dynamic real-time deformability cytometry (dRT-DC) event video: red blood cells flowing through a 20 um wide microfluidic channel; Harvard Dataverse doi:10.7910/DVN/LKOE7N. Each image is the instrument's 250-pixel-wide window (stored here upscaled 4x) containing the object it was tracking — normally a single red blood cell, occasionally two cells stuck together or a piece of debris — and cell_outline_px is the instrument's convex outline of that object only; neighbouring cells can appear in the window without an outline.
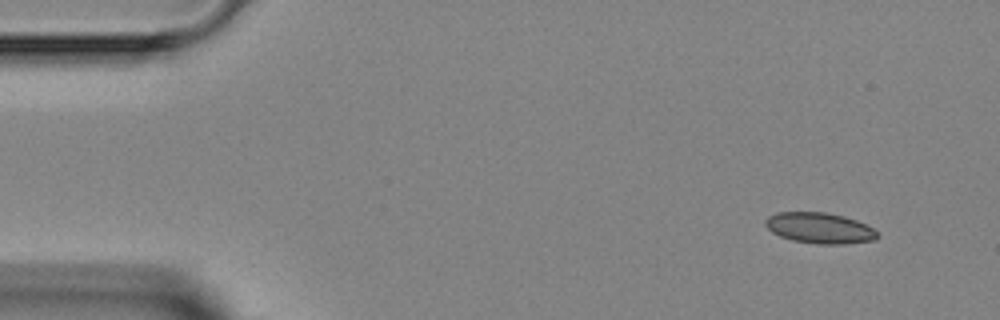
{"species": "Egyptian fruit bat (a non-hibernating species)", "species_latin": "Rousettus aegyptiacus", "temperature_condition": "room temperature", "stored_images_in_passage": 6, "camera_frame_rate_fps": 3000, "um_per_image_px": 0.085, "animal": {"sex": "female"}, "frame": {"image": 1, "passage_image": 1, "time_ms": 0.0, "image_size_px": [1000, 320], "cell_outline_px": [[880, 236], [876, 240], [844, 244], [816, 244], [792, 240], [780, 236], [772, 232], [764, 224], [764, 220], [768, 216], [776, 212], [828, 212], [844, 216], [856, 220], [872, 228]], "centroid_in_image_um": [69.65, 19.38], "position_along_channel_um": 15.3, "area_um2": 20.23}}
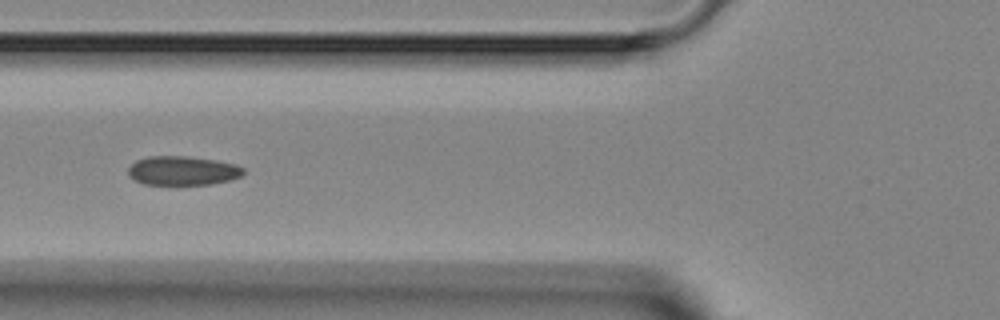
{"frame": {"image": 2, "passage_image": 5, "time_ms": 4.667, "image_size_px": [1000, 320], "cell_outline_px": [[244, 172], [240, 176], [228, 180], [212, 184], [144, 184], [128, 176], [128, 168], [136, 160], [148, 156], [184, 156], [216, 160], [236, 164], [244, 168]], "centroid_in_image_um": [15.51, 14.5], "position_along_channel_um": 110.3, "area_um2": 19.42}}
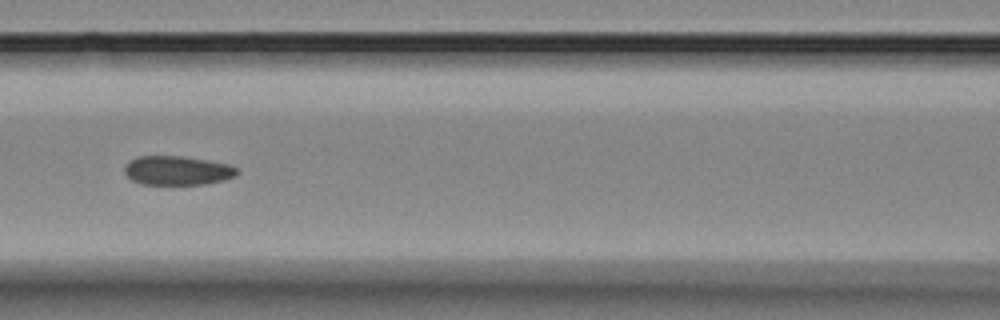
{"frame": {"image": 3, "passage_image": 6, "time_ms": 5.667, "image_size_px": [1000, 320], "cell_outline_px": [[240, 172], [236, 176], [224, 180], [204, 184], [140, 184], [132, 180], [124, 172], [124, 164], [128, 160], [136, 156], [184, 156], [208, 160], [228, 164], [236, 168]], "centroid_in_image_um": [15.05, 14.48], "position_along_channel_um": 151.6, "area_um2": 19.31}}